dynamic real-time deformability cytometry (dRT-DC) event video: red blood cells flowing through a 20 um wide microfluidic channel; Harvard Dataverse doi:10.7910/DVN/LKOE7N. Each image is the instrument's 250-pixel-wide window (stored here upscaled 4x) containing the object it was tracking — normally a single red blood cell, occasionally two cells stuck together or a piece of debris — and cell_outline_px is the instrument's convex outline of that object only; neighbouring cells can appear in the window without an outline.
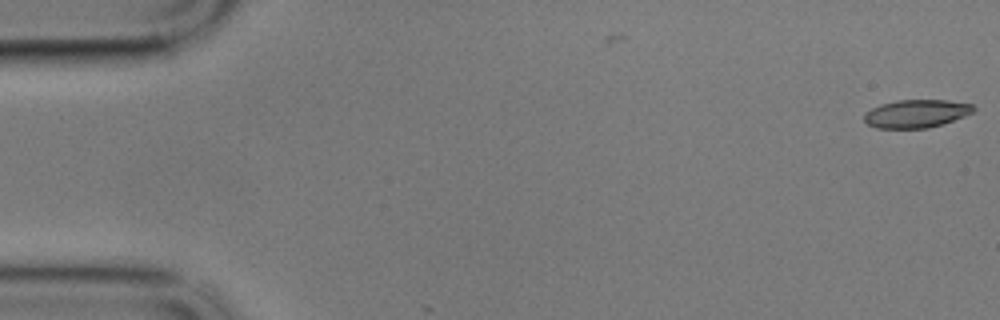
{"species": "common noctule bat (a hibernating species)", "species_latin": "Nyctalus noctula", "temperature_condition": "cold", "stored_images_in_passage": 3, "camera_frame_rate_fps": 3000, "um_per_image_px": 0.085, "animal": {"sex": "male", "body_mass_g": 17.9}, "frame": {"image": 1, "passage_image": 3, "time_ms": 0.667, "image_size_px": [1000, 320], "cell_outline_px": [[976, 108], [972, 112], [964, 116], [944, 124], [928, 128], [876, 128], [868, 124], [864, 120], [864, 112], [880, 104], [896, 100], [948, 100], [972, 104]], "centroid_in_image_um": [77.88, 9.65], "position_along_channel_um": 7.1, "area_um2": 17.98}}